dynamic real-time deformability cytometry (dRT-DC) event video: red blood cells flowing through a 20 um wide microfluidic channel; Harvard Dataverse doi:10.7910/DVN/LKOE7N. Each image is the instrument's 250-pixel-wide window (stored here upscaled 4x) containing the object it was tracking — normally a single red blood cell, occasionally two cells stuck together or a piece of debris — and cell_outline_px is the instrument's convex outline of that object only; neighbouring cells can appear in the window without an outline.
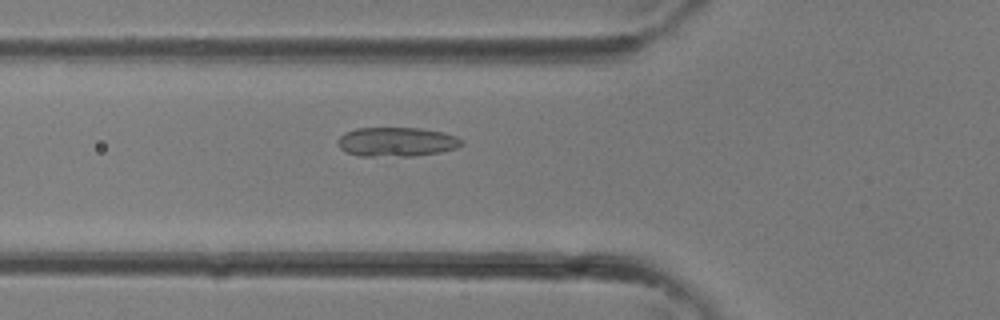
{"species": "common noctule bat (a hibernating species)", "species_latin": "Nyctalus noctula", "temperature_condition": "room temperature", "stored_images_in_passage": 33, "camera_frame_rate_fps": 3000, "um_per_image_px": 0.085, "animal": {"sex": "female"}, "frame": {"image": 1, "passage_image": 12, "time_ms": 3.667, "image_size_px": [1000, 320], "cell_outline_px": [[464, 144], [456, 148], [440, 152], [412, 156], [360, 156], [344, 152], [340, 148], [336, 140], [344, 132], [356, 128], [420, 128], [444, 132], [456, 136], [464, 140]], "centroid_in_image_um": [33.7, 12.06], "position_along_channel_um": 92.1, "area_um2": 21.39}}
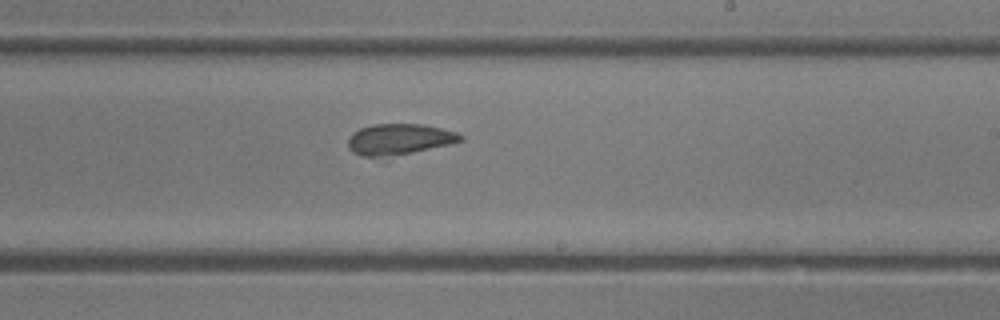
{"frame": {"image": 2, "passage_image": 20, "time_ms": 6.333, "image_size_px": [1000, 320], "cell_outline_px": [[464, 140], [452, 144], [412, 152], [380, 156], [360, 156], [352, 152], [348, 148], [348, 136], [352, 132], [360, 128], [372, 124], [424, 124], [456, 132], [464, 136]], "centroid_in_image_um": [33.92, 11.82], "position_along_channel_um": 255.1, "area_um2": 20.23}}
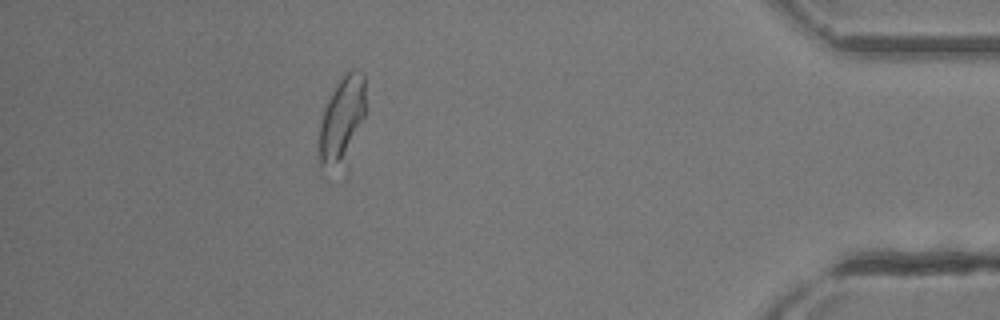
{"frame": {"image": 3, "passage_image": 30, "time_ms": 9.667, "image_size_px": [1000, 320], "cell_outline_px": [[364, 116], [340, 156], [336, 160], [320, 168], [320, 120], [324, 108], [336, 80], [344, 72], [352, 68], [364, 72]], "centroid_in_image_um": [29.03, 9.79], "position_along_channel_um": 406.2, "area_um2": 21.15}}